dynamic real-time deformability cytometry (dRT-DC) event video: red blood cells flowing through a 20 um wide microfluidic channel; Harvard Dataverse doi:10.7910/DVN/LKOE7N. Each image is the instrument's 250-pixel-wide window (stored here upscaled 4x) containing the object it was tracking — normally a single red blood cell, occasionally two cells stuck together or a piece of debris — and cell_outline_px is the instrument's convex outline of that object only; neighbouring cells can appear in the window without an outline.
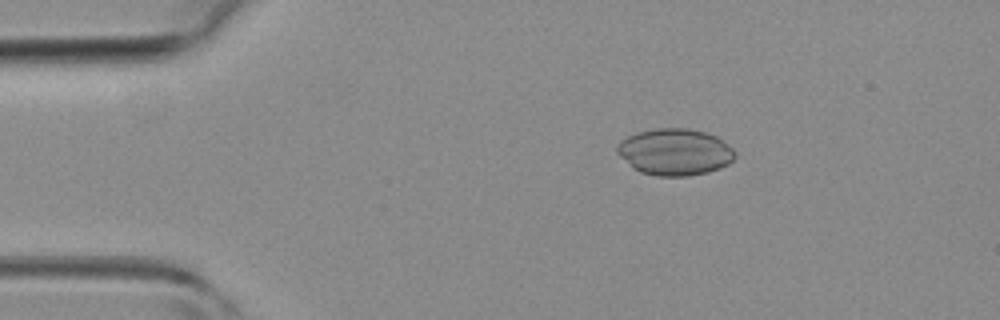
{"species": "common noctule bat (a hibernating species)", "species_latin": "Nyctalus noctula", "temperature_condition": "room temperature", "stored_images_in_passage": 3, "camera_frame_rate_fps": 3000, "um_per_image_px": 0.085, "animal": {"sex": "female", "body_mass_g": 19.3, "forearm_length_mm": 54.1}, "frame": {"image": 1, "passage_image": 1, "time_ms": 0.0, "image_size_px": [1000, 320], "cell_outline_px": [[736, 156], [728, 164], [720, 168], [708, 172], [688, 176], [656, 176], [640, 172], [632, 168], [616, 152], [616, 148], [620, 140], [636, 132], [656, 128], [688, 128], [704, 132], [716, 136], [724, 140], [736, 152]], "centroid_in_image_um": [57.36, 12.92], "position_along_channel_um": 27.6, "area_um2": 32.31}}